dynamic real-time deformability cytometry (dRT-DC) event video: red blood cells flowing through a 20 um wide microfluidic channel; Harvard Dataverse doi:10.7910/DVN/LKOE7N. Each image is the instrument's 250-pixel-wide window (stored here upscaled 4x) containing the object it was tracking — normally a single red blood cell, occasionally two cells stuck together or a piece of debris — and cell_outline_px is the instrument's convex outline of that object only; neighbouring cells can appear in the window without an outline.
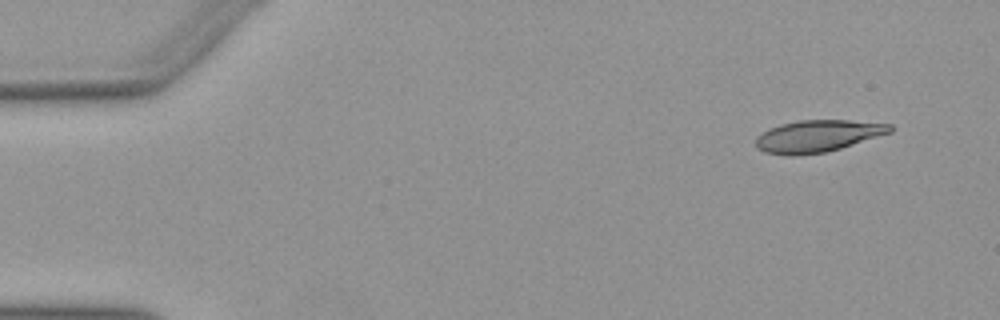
{"species": "Egyptian fruit bat (a non-hibernating species)", "species_latin": "Rousettus aegyptiacus", "temperature_condition": "warm", "stored_images_in_passage": 49, "camera_frame_rate_fps": 3000, "um_per_image_px": 0.085, "animal": {"sex": "female"}, "frame": {"image": 1, "passage_image": 2, "time_ms": 0.333, "image_size_px": [1000, 320], "cell_outline_px": [[892, 132], [828, 152], [796, 156], [784, 156], [764, 152], [756, 148], [756, 136], [780, 124], [800, 120], [848, 120], [892, 124]], "centroid_in_image_um": [69.49, 11.58], "position_along_channel_um": 15.5, "area_um2": 25.14}}
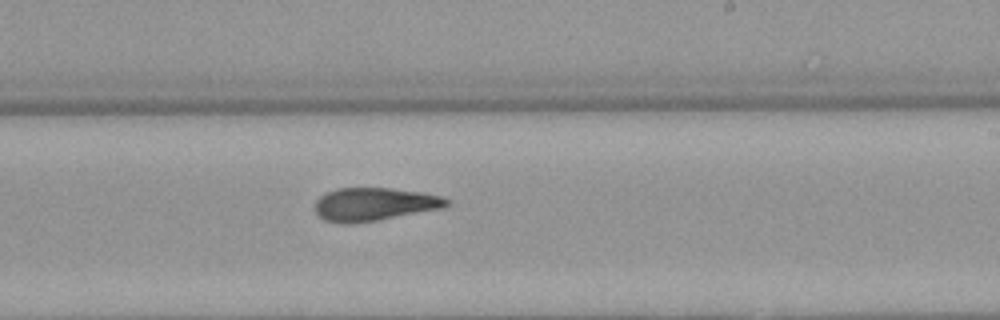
{"frame": {"image": 2, "passage_image": 29, "time_ms": 9.333, "image_size_px": [1000, 320], "cell_outline_px": [[452, 200], [444, 208], [380, 220], [352, 224], [340, 224], [324, 220], [316, 212], [316, 200], [320, 196], [336, 188], [392, 188], [424, 192], [440, 196]], "centroid_in_image_um": [31.84, 17.37], "position_along_channel_um": 257.2, "area_um2": 25.72}}
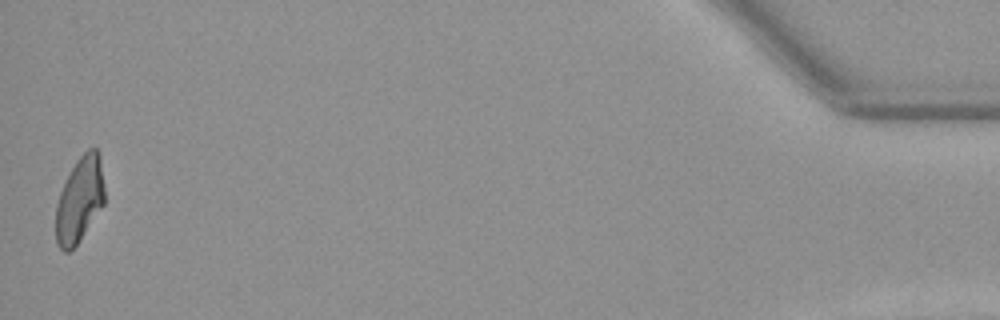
{"frame": {"image": 3, "passage_image": 49, "time_ms": 16.0, "image_size_px": [1000, 320], "cell_outline_px": [[104, 204], [80, 240], [68, 252], [64, 252], [56, 244], [56, 204], [60, 192], [76, 160], [88, 148], [96, 148], [100, 152], [104, 188]], "centroid_in_image_um": [6.77, 16.96], "position_along_channel_um": 428.4, "area_um2": 24.22}, "authors_computed_cell_mechanics": {"area_um2": 25.5476, "velocity_mm_per_s": 3.9641, "shape_relaxation_time_tau1_ms": null, "shape_relaxation_time_tau2_ms": 2.7647, "deformation_change_tau1": null, "deformation_change_tau2": 0.1159}}